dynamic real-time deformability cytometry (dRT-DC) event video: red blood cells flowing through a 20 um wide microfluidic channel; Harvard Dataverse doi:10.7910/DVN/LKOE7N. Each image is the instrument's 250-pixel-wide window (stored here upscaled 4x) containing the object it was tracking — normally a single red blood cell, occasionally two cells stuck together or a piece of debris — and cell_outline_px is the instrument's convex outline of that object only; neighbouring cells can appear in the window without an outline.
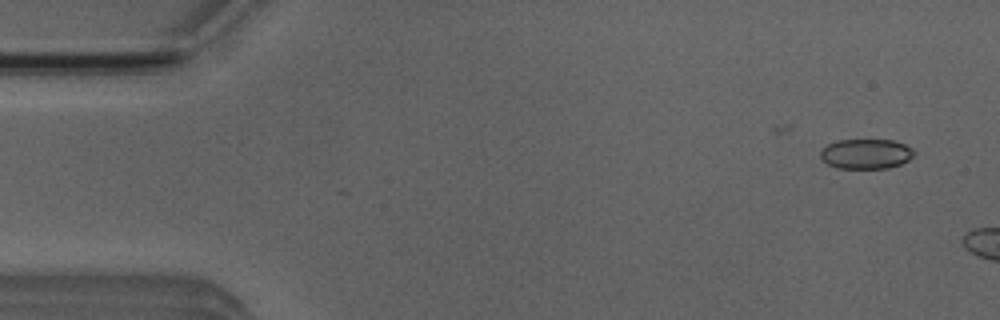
{"species": "Egyptian fruit bat (a non-hibernating species)", "species_latin": "Rousettus aegyptiacus", "temperature_condition": "room temperature", "stored_images_in_passage": 7, "camera_frame_rate_fps": 3000, "um_per_image_px": 0.085, "animal": {"sex": "male"}, "frame": {"image": 1, "passage_image": 2, "time_ms": 0.333, "image_size_px": [1000, 320], "cell_outline_px": [[916, 152], [908, 160], [900, 164], [888, 168], [840, 168], [828, 164], [820, 156], [820, 152], [828, 144], [836, 140], [892, 140], [904, 144], [912, 148]], "centroid_in_image_um": [73.63, 13.07], "position_along_channel_um": 11.4, "area_um2": 16.18}}